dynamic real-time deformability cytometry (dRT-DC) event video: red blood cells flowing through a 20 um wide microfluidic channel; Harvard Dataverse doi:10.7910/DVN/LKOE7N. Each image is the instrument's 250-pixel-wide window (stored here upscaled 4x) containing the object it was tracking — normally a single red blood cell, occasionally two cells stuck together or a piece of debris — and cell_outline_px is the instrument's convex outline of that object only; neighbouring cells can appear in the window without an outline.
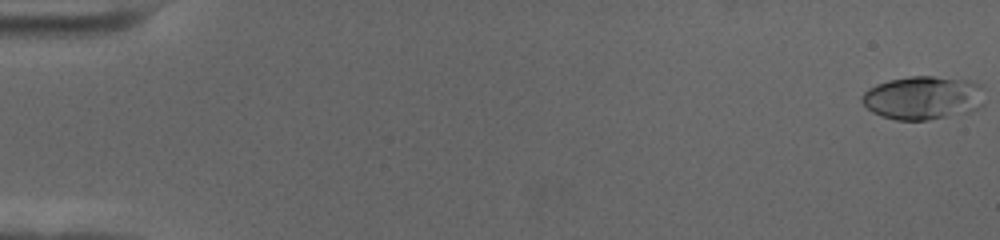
{"species": "human", "species_latin": "Homo sapiens", "temperature_condition": "cold", "stored_images_in_passage": 59, "camera_frame_rate_fps": 3000, "um_per_image_px": 0.085, "donor": {"sex": "female"}, "frame": {"image": 1, "passage_image": 1, "time_ms": 0.0, "image_size_px": [1000, 240], "cell_outline_px": [[984, 104], [972, 112], [928, 120], [896, 120], [872, 112], [860, 100], [860, 96], [868, 88], [876, 84], [888, 80], [908, 76], [932, 76], [968, 80], [980, 84], [984, 88]], "centroid_in_image_um": [78.49, 8.31], "position_along_channel_um": 6.5, "area_um2": 31.56}}
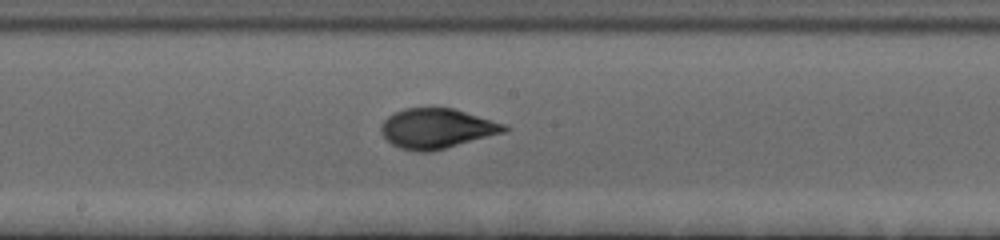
{"frame": {"image": 2, "passage_image": 33, "time_ms": 10.667, "image_size_px": [1000, 240], "cell_outline_px": [[512, 128], [504, 132], [432, 152], [416, 152], [400, 148], [392, 144], [380, 132], [380, 128], [384, 120], [388, 116], [404, 108], [452, 108], [508, 124]], "centroid_in_image_um": [37.15, 10.93], "position_along_channel_um": 211.1, "area_um2": 28.73}}
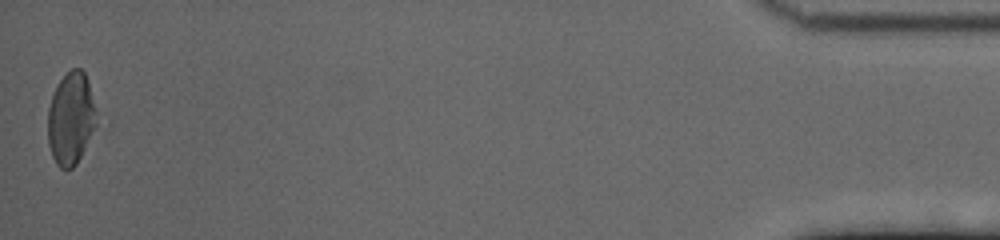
{"frame": {"image": 3, "passage_image": 59, "time_ms": 19.333, "image_size_px": [1000, 240], "cell_outline_px": [[104, 120], [76, 164], [72, 168], [60, 168], [56, 164], [52, 156], [48, 144], [48, 108], [52, 96], [60, 80], [72, 68], [80, 68], [84, 72]], "centroid_in_image_um": [6.14, 10.09], "position_along_channel_um": 429.1, "area_um2": 27.57}, "authors_computed_cell_mechanics": {"area_um2": 27.9174, "velocity_mm_per_s": 3.4959, "shape_relaxation_time_tau1_ms": 4.2702, "shape_relaxation_time_tau2_ms": 0.9033, "deformation_change_tau1": 0.1791, "deformation_change_tau2": 0.0601}}